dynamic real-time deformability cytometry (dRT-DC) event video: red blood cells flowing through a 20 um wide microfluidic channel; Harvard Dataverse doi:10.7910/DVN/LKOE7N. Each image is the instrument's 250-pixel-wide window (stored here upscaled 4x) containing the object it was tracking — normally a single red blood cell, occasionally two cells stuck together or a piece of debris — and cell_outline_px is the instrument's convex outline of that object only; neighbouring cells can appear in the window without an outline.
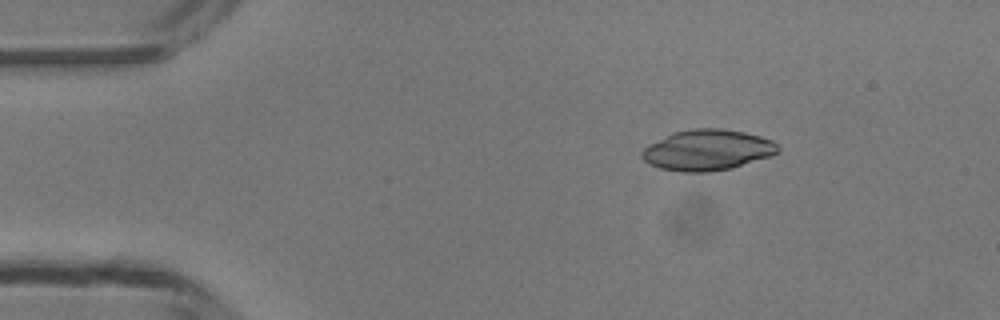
{"species": "common noctule bat (a hibernating species)", "species_latin": "Nyctalus noctula", "temperature_condition": "room temperature", "stored_images_in_passage": 48, "camera_frame_rate_fps": 3000, "um_per_image_px": 0.085, "animal": {"sex": "male", "body_mass_g": 13.3}, "frame": {"image": 1, "passage_image": 7, "time_ms": 2.0, "image_size_px": [1000, 320], "cell_outline_px": [[780, 152], [772, 156], [732, 168], [708, 172], [680, 172], [660, 168], [648, 164], [640, 156], [640, 152], [648, 144], [672, 132], [692, 128], [720, 128], [744, 132], [760, 136], [772, 140], [780, 148]], "centroid_in_image_um": [60.11, 12.75], "position_along_channel_um": 24.9, "area_um2": 32.71}}
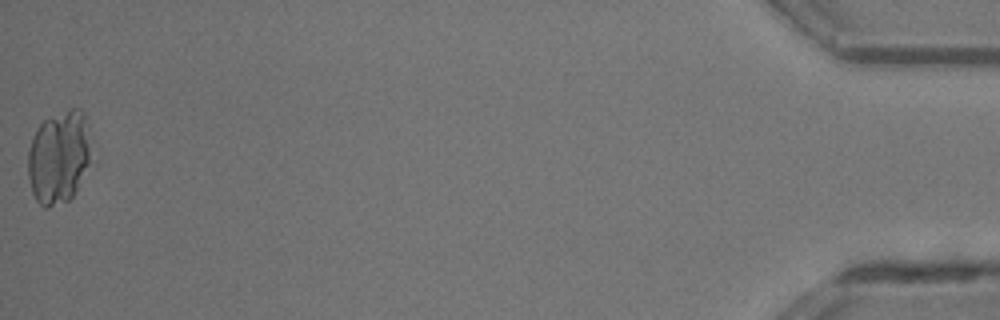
{"frame": {"image": 2, "passage_image": 48, "time_ms": 15.667, "image_size_px": [1000, 320], "cell_outline_px": [[88, 164], [76, 192], [68, 200], [48, 208], [44, 208], [36, 200], [32, 192], [28, 176], [28, 152], [32, 136], [36, 128], [44, 120], [72, 108], [80, 108], [84, 112], [88, 148]], "centroid_in_image_um": [4.94, 13.38], "position_along_channel_um": 430.3, "area_um2": 33.64}}